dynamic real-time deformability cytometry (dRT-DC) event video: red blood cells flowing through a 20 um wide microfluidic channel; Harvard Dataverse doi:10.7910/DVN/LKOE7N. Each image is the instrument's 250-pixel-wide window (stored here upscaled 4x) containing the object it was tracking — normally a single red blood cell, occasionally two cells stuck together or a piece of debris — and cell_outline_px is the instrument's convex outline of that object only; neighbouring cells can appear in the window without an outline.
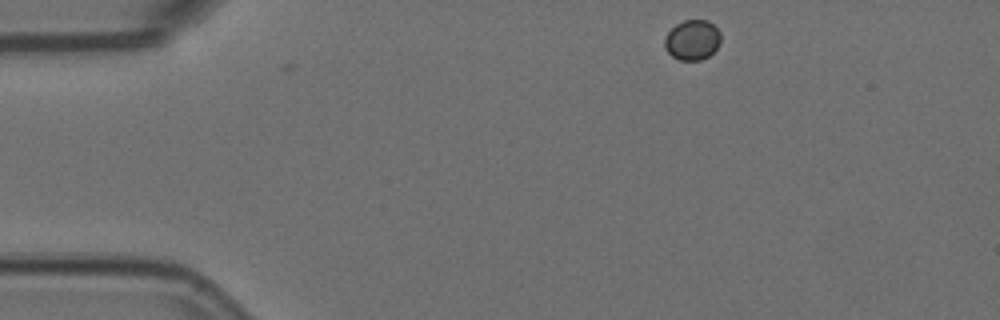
{"species": "Egyptian fruit bat (a non-hibernating species)", "species_latin": "Rousettus aegyptiacus", "temperature_condition": "room temperature", "stored_images_in_passage": 2, "camera_frame_rate_fps": 3000, "um_per_image_px": 0.085, "animal": {"sex": "female"}, "frame": {"image": 1, "passage_image": 2, "time_ms": 0.333, "image_size_px": [1000, 320], "cell_outline_px": [[720, 44], [708, 56], [700, 60], [680, 60], [672, 56], [664, 48], [664, 36], [676, 24], [684, 20], [708, 20], [720, 32]], "centroid_in_image_um": [58.83, 3.39], "position_along_channel_um": 26.2, "area_um2": 13.12}}